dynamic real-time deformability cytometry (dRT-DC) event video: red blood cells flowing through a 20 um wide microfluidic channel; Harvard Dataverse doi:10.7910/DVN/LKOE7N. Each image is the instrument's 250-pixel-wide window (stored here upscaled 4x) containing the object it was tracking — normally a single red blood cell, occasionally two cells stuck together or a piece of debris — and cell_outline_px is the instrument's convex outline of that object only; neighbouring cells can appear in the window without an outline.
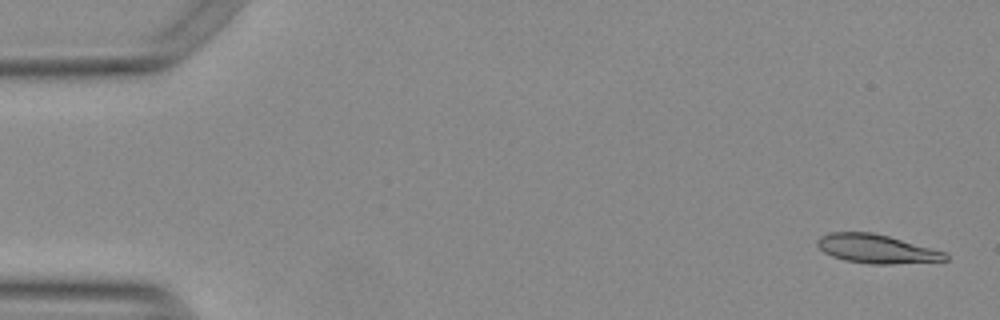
{"species": "Egyptian fruit bat (a non-hibernating species)", "species_latin": "Rousettus aegyptiacus", "temperature_condition": "warm", "stored_images_in_passage": 54, "camera_frame_rate_fps": 3000, "um_per_image_px": 0.085, "animal": {"sex": "female"}, "frame": {"image": 1, "passage_image": 2, "time_ms": 0.333, "image_size_px": [1000, 320], "cell_outline_px": [[948, 260], [892, 264], [872, 264], [844, 260], [832, 256], [824, 252], [816, 244], [816, 240], [820, 236], [828, 232], [872, 232], [888, 236], [948, 252]], "centroid_in_image_um": [74.5, 21.15], "position_along_channel_um": 10.5, "area_um2": 21.56}}
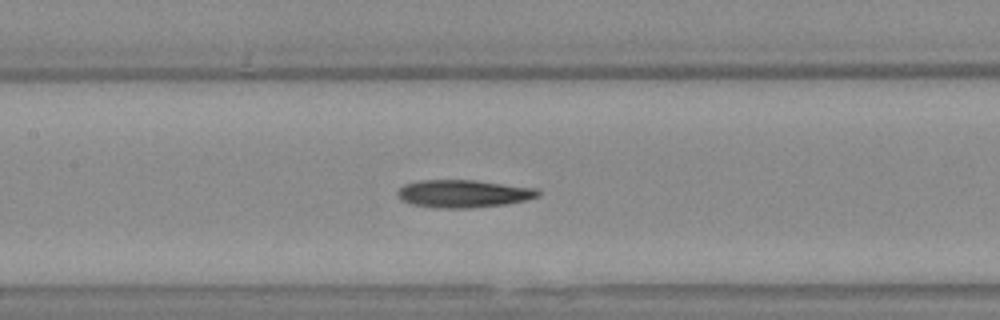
{"frame": {"image": 2, "passage_image": 25, "time_ms": 8.0, "image_size_px": [1000, 320], "cell_outline_px": [[540, 196], [524, 200], [504, 204], [472, 208], [432, 208], [412, 204], [400, 200], [396, 196], [396, 192], [404, 184], [420, 180], [472, 180], [536, 188], [540, 192]], "centroid_in_image_um": [39.33, 16.47], "position_along_channel_um": 168.1, "area_um2": 22.72}}
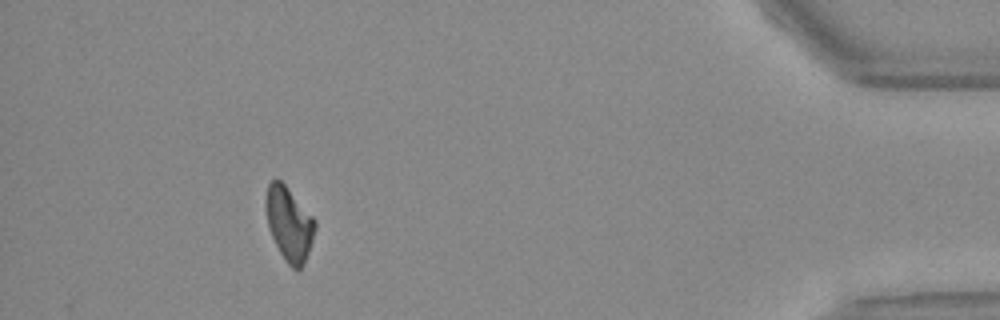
{"frame": {"image": 3, "passage_image": 49, "time_ms": 16.0, "image_size_px": [1000, 320], "cell_outline_px": [[316, 228], [304, 264], [300, 268], [292, 268], [288, 264], [280, 252], [268, 228], [264, 204], [264, 200], [268, 184], [276, 176], [284, 184], [316, 220]], "centroid_in_image_um": [24.55, 18.98], "position_along_channel_um": 410.7, "area_um2": 21.1}, "authors_computed_cell_mechanics": {"area_um2": 21.9929, "velocity_mm_per_s": 3.7852, "shape_relaxation_time_tau1_ms": null, "shape_relaxation_time_tau2_ms": 4.3593, "deformation_change_tau1": null, "deformation_change_tau2": 0.1351}}